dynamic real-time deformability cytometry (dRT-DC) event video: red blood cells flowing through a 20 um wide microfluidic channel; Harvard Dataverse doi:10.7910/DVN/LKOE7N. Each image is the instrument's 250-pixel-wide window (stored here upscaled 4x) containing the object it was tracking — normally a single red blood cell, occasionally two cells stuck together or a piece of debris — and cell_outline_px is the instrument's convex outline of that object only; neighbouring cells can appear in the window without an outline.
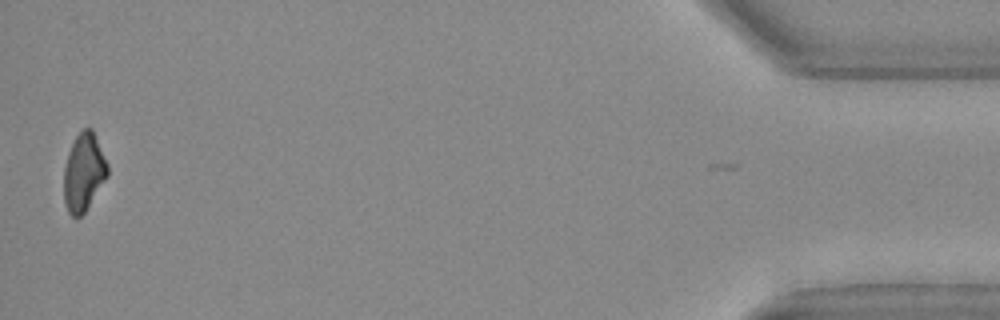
{"species": "Egyptian fruit bat (a non-hibernating species)", "species_latin": "Rousettus aegyptiacus", "temperature_condition": "warm", "stored_images_in_passage": 25, "camera_frame_rate_fps": 3000, "um_per_image_px": 0.085, "animal": {"sex": "female"}, "frame": {"image": 1, "passage_image": 25, "time_ms": 8.0, "image_size_px": [1000, 320], "cell_outline_px": [[108, 176], [84, 212], [80, 216], [72, 216], [68, 212], [64, 200], [64, 168], [68, 152], [76, 136], [84, 128], [92, 128], [108, 164]], "centroid_in_image_um": [7.12, 14.63], "position_along_channel_um": 428.1, "area_um2": 19.59}}